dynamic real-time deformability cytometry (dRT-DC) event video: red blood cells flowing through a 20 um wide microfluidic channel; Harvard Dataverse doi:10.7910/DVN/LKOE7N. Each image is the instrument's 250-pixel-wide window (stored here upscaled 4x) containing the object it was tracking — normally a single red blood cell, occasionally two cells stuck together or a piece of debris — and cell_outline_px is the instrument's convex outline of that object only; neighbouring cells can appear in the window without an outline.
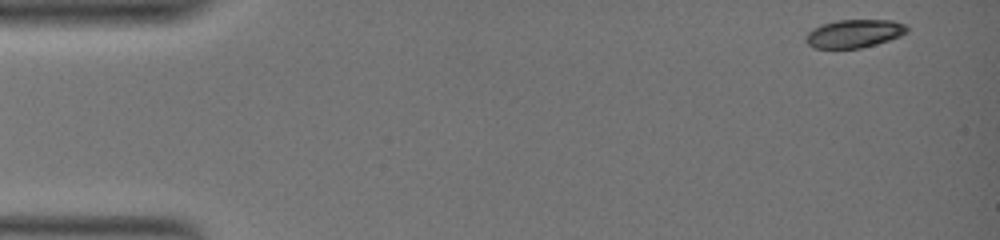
{"species": "common noctule bat (a hibernating species)", "species_latin": "Nyctalus noctula", "temperature_condition": "warm", "stored_images_in_passage": 66, "camera_frame_rate_fps": 3000, "um_per_image_px": 0.085, "animal": {"sex": "female", "body_mass_g": 19.0, "forearm_length_mm": 51.5}, "frame": {"image": 1, "passage_image": 1, "time_ms": 0.0, "image_size_px": [1000, 240], "cell_outline_px": [[908, 32], [900, 36], [876, 44], [860, 48], [812, 48], [804, 40], [804, 36], [812, 28], [820, 24], [836, 20], [892, 20], [904, 24], [908, 28]], "centroid_in_image_um": [72.56, 2.85], "position_along_channel_um": 12.4, "area_um2": 16.76}}
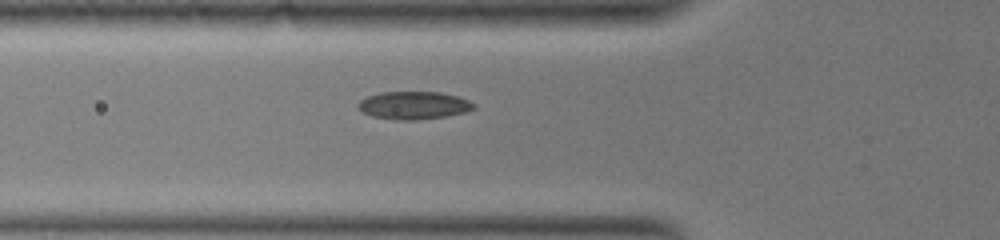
{"frame": {"image": 2, "passage_image": 24, "time_ms": 7.0, "image_size_px": [1000, 240], "cell_outline_px": [[476, 108], [464, 112], [448, 116], [416, 120], [396, 120], [372, 116], [356, 108], [356, 104], [360, 100], [368, 96], [380, 92], [440, 92], [456, 96], [468, 100], [476, 104]], "centroid_in_image_um": [35.15, 8.96], "position_along_channel_um": 90.6, "area_um2": 18.84}}
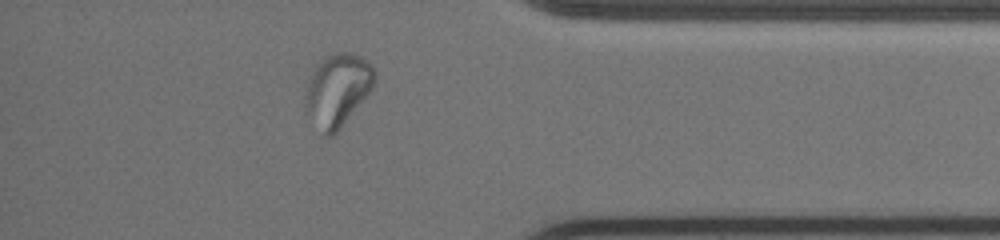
{"frame": {"image": 3, "passage_image": 58, "time_ms": 18.0, "image_size_px": [1000, 240], "cell_outline_px": [[376, 76], [372, 88], [340, 128], [332, 136], [324, 136], [304, 104], [304, 96], [308, 80], [316, 64], [324, 56], [332, 52], [352, 52], [360, 56], [372, 64], [376, 72]], "centroid_in_image_um": [28.7, 7.58], "position_along_channel_um": 406.5, "area_um2": 29.07}, "authors_computed_cell_mechanics": {"area_um2": 18.2359, "velocity_mm_per_s": 2.9524, "shape_relaxation_time_tau1_ms": null, "shape_relaxation_time_tau2_ms": 3.0565, "deformation_change_tau1": null, "deformation_change_tau2": 0.0506}}